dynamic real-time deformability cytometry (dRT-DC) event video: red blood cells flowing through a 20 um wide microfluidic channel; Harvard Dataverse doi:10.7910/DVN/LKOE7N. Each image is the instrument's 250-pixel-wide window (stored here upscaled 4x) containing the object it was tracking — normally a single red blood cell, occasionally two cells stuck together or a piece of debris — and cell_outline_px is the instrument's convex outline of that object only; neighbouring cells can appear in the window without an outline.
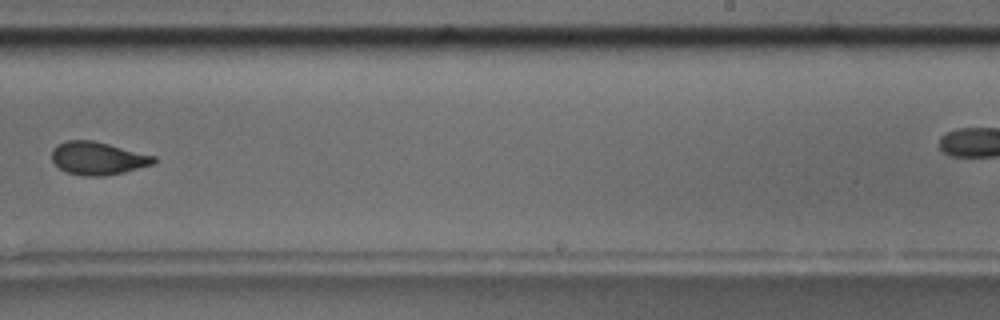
{"species": "common noctule bat (a hibernating species)", "species_latin": "Nyctalus noctula", "temperature_condition": "room temperature", "stored_images_in_passage": 16, "camera_frame_rate_fps": 3000, "um_per_image_px": 0.085, "animal": {"sex": "male", "body_mass_g": 17.5, "forearm_length_mm": 52.3}, "frame": {"image": 1, "passage_image": 10, "time_ms": 11.333, "image_size_px": [1000, 320], "cell_outline_px": [[156, 160], [152, 164], [124, 172], [104, 176], [84, 176], [68, 172], [60, 168], [52, 160], [52, 148], [56, 144], [64, 140], [92, 140], [156, 156]], "centroid_in_image_um": [8.28, 13.44], "position_along_channel_um": 280.7, "area_um2": 19.48}, "authors_computed_cell_mechanics": {"area_um2": 20.8369, "velocity_mm_per_s": 3.6684, "shape_relaxation_time_tau1_ms": 3.1646, "shape_relaxation_time_tau2_ms": null, "deformation_change_tau1": 0.1026, "deformation_change_tau2": null}}